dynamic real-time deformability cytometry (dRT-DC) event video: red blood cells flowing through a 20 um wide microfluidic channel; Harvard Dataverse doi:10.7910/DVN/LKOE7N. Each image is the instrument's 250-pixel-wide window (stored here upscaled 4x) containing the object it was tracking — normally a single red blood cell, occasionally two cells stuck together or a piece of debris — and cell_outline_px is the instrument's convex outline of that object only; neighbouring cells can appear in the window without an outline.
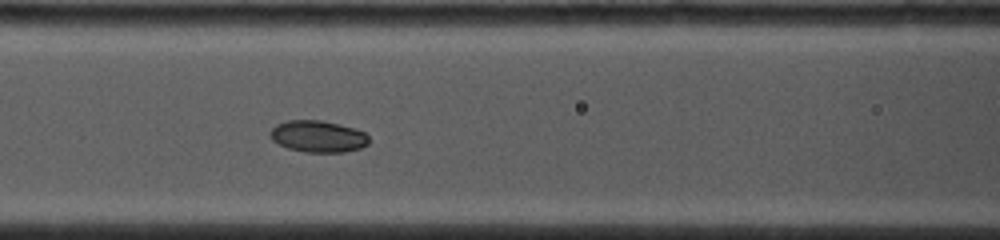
{"species": "common noctule bat (a hibernating species)", "species_latin": "Nyctalus noctula", "temperature_condition": "cold", "stored_images_in_passage": 13, "camera_frame_rate_fps": 4500, "um_per_image_px": 0.085, "animal": {"sex": "female", "body_mass_g": 19.0, "forearm_length_mm": 53.3}, "frame": {"image": 1, "passage_image": 13, "time_ms": 6.222, "image_size_px": [1000, 240], "cell_outline_px": [[368, 144], [360, 148], [344, 152], [304, 152], [288, 148], [272, 140], [272, 128], [276, 124], [288, 120], [320, 120], [352, 128], [364, 132], [368, 136]], "centroid_in_image_um": [27.03, 11.6], "position_along_channel_um": 139.6, "area_um2": 17.92}}